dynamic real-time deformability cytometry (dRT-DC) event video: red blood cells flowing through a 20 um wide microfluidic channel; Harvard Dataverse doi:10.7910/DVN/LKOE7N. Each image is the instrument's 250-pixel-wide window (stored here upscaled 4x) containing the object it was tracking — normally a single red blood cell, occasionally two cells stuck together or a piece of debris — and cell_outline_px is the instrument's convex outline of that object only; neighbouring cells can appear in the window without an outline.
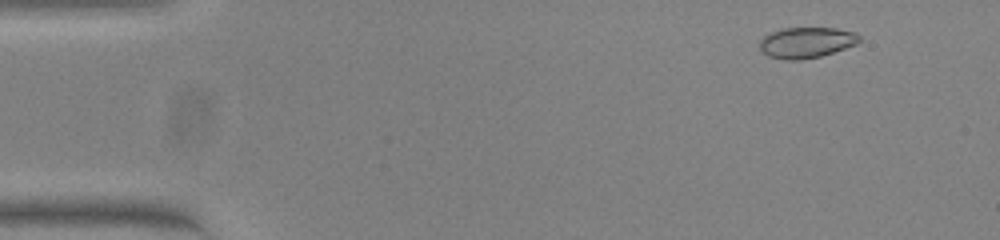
{"species": "common noctule bat (a hibernating species)", "species_latin": "Nyctalus noctula", "temperature_condition": "warm", "stored_images_in_passage": 53, "camera_frame_rate_fps": 3000, "um_per_image_px": 0.085, "animal": {"sex": "female", "body_mass_g": 23.0, "forearm_length_mm": 53.4}, "frame": {"image": 1, "passage_image": 4, "time_ms": 1.0, "image_size_px": [1000, 240], "cell_outline_px": [[860, 40], [856, 44], [820, 56], [800, 60], [784, 60], [768, 56], [760, 48], [760, 40], [764, 36], [772, 32], [784, 28], [836, 28], [856, 32], [860, 36]], "centroid_in_image_um": [68.55, 3.61], "position_along_channel_um": 16.5, "area_um2": 17.74}}
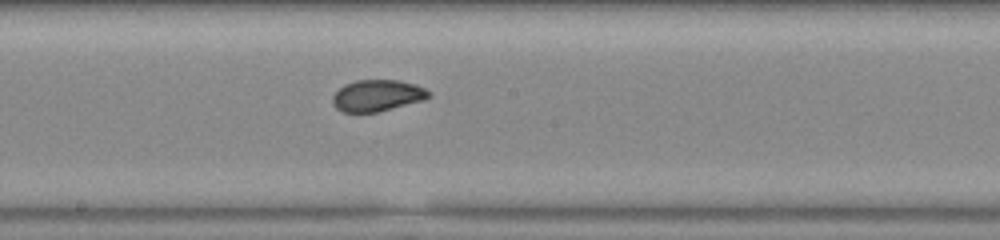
{"frame": {"image": 2, "passage_image": 28, "time_ms": 9.0, "image_size_px": [1000, 240], "cell_outline_px": [[432, 96], [424, 100], [380, 112], [344, 112], [336, 108], [332, 104], [332, 96], [344, 84], [356, 80], [400, 80], [416, 84], [432, 92]], "centroid_in_image_um": [32.1, 8.12], "position_along_channel_um": 216.1, "area_um2": 17.92}}
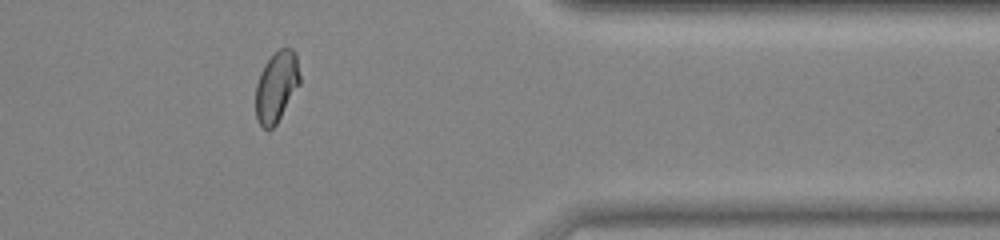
{"frame": {"image": 3, "passage_image": 43, "time_ms": 14.0, "image_size_px": [1000, 240], "cell_outline_px": [[300, 84], [276, 124], [272, 128], [264, 128], [256, 120], [256, 84], [260, 72], [264, 64], [280, 48], [292, 48], [296, 52], [300, 76]], "centroid_in_image_um": [23.51, 7.35], "position_along_channel_um": 387.9, "area_um2": 18.09}, "authors_computed_cell_mechanics": {"area_um2": 18.1492, "velocity_mm_per_s": 3.823, "shape_relaxation_time_tau1_ms": 6.1484, "shape_relaxation_time_tau2_ms": 1.0623, "deformation_change_tau1": 0.1628, "deformation_change_tau2": 0.0433}}